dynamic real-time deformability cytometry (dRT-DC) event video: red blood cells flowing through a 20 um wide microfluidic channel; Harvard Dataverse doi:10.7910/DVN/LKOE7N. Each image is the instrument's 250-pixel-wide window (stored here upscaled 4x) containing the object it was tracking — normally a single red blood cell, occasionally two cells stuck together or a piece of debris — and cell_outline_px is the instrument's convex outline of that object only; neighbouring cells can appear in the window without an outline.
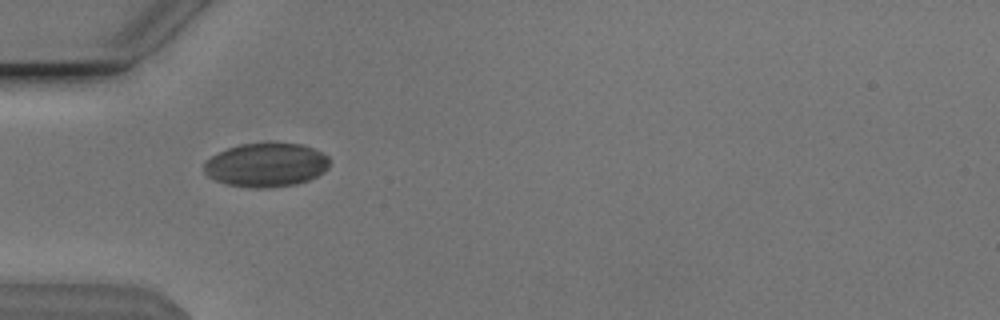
{"species": "Egyptian fruit bat (a non-hibernating species)", "species_latin": "Rousettus aegyptiacus", "temperature_condition": "cold", "stored_images_in_passage": 5, "camera_frame_rate_fps": 3000, "um_per_image_px": 0.085, "animal": {"sex": "male"}, "frame": {"image": 1, "passage_image": 2, "time_ms": 0.333, "image_size_px": [1000, 320], "cell_outline_px": [[328, 168], [324, 172], [308, 180], [296, 184], [268, 188], [248, 188], [224, 184], [208, 176], [204, 172], [204, 160], [228, 148], [240, 144], [300, 144], [312, 148], [328, 156]], "centroid_in_image_um": [22.59, 14.04], "position_along_channel_um": 62.4, "area_um2": 31.91}}
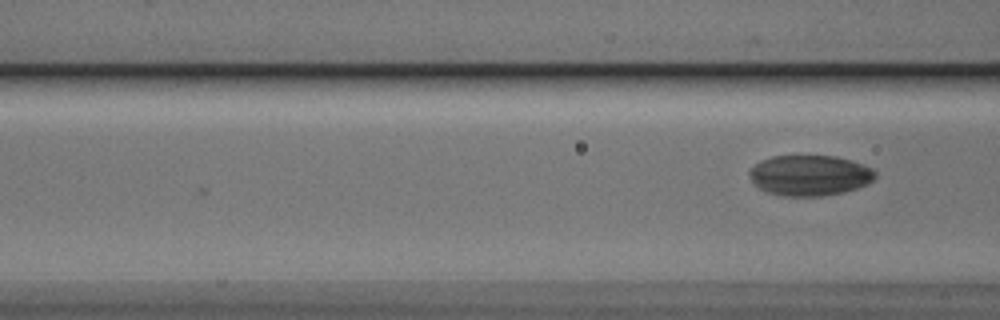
{"frame": {"image": 2, "passage_image": 5, "time_ms": 1.333, "image_size_px": [1000, 320], "cell_outline_px": [[876, 176], [868, 184], [844, 192], [820, 196], [784, 196], [768, 192], [760, 188], [752, 180], [748, 172], [760, 160], [772, 156], [836, 156], [852, 160], [872, 168], [876, 172]], "centroid_in_image_um": [68.85, 14.9], "position_along_channel_um": 97.8, "area_um2": 29.65}}